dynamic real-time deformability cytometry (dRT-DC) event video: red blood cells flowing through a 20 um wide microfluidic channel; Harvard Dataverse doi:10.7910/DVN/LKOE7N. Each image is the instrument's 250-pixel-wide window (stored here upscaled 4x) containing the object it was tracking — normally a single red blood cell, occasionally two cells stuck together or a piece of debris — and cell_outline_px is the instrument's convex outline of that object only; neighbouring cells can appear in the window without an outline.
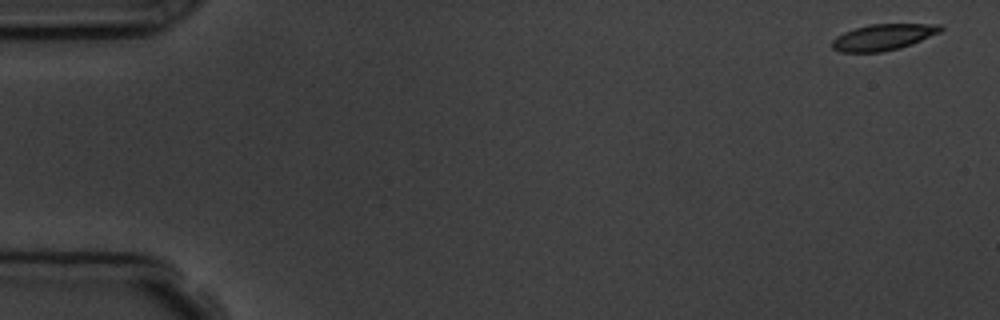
{"species": "common noctule bat (a hibernating species)", "species_latin": "Nyctalus noctula", "temperature_condition": "room temperature", "stored_images_in_passage": 4, "camera_frame_rate_fps": 3000, "um_per_image_px": 0.085, "animal": {"sex": "male", "body_mass_g": 19.5, "forearm_length_mm": 54.6}, "frame": {"image": 1, "passage_image": 1, "time_ms": 0.0, "image_size_px": [1000, 320], "cell_outline_px": [[944, 28], [940, 32], [900, 48], [880, 52], [840, 52], [832, 48], [832, 40], [836, 36], [844, 32], [856, 28], [872, 24], [940, 24]], "centroid_in_image_um": [75.05, 3.16], "position_along_channel_um": 10.0, "area_um2": 16.36}}